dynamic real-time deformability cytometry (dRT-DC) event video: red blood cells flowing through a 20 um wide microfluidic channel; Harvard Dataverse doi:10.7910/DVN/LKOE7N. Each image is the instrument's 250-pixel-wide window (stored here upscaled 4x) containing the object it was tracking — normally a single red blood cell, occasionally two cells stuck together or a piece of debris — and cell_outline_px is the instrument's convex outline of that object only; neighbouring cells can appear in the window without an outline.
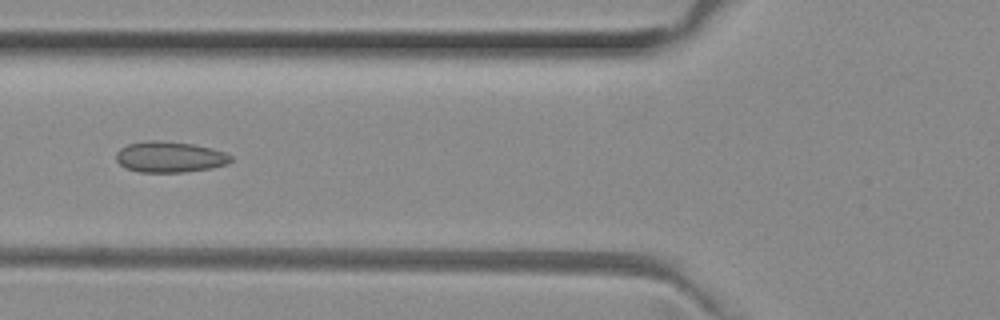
{"species": "common noctule bat (a hibernating species)", "species_latin": "Nyctalus noctula", "temperature_condition": "room temperature", "stored_images_in_passage": 33, "camera_frame_rate_fps": 3000, "um_per_image_px": 0.085, "animal": {"sex": "female", "body_mass_g": 29.2, "forearm_length_mm": 56.3}, "frame": {"image": 1, "passage_image": 5, "time_ms": 1.333, "image_size_px": [1000, 320], "cell_outline_px": [[232, 160], [228, 164], [212, 168], [184, 172], [140, 172], [128, 168], [120, 164], [116, 160], [116, 152], [120, 148], [128, 144], [148, 140], [156, 140], [192, 144], [212, 148], [224, 152], [232, 156]], "centroid_in_image_um": [14.44, 13.34], "position_along_channel_um": 111.4, "area_um2": 20.63}, "authors_computed_cell_mechanics": {"area_um2": 19.363, "velocity_mm_per_s": 3.9977, "shape_relaxation_time_tau1_ms": null, "shape_relaxation_time_tau2_ms": 1.4906, "deformation_change_tau1": null, "deformation_change_tau2": 0.0911}}